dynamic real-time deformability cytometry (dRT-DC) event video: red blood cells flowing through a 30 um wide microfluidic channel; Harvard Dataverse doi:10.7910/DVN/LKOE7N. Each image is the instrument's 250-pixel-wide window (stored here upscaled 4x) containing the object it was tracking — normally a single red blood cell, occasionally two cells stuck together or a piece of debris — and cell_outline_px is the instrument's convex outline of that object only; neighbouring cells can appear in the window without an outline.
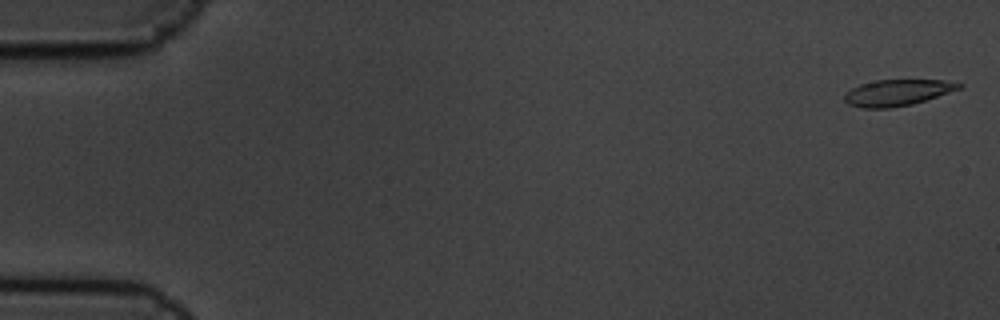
{"species": "common noctule bat (a hibernating species)", "species_latin": "Nyctalus noctula", "temperature_condition": "cold", "stored_images_in_passage": 7, "camera_frame_rate_fps": 3000, "um_per_image_px": 0.085, "animal": {"sex": "male", "body_mass_g": 19.5, "forearm_length_mm": 54.6}, "frame": {"image": 1, "passage_image": 1, "time_ms": 0.0, "image_size_px": [1000, 320], "cell_outline_px": [[964, 84], [960, 88], [912, 104], [888, 108], [864, 108], [848, 104], [844, 100], [844, 92], [860, 84], [876, 80], [944, 80]], "centroid_in_image_um": [76.21, 7.87], "position_along_channel_um": 8.8, "area_um2": 17.28}}
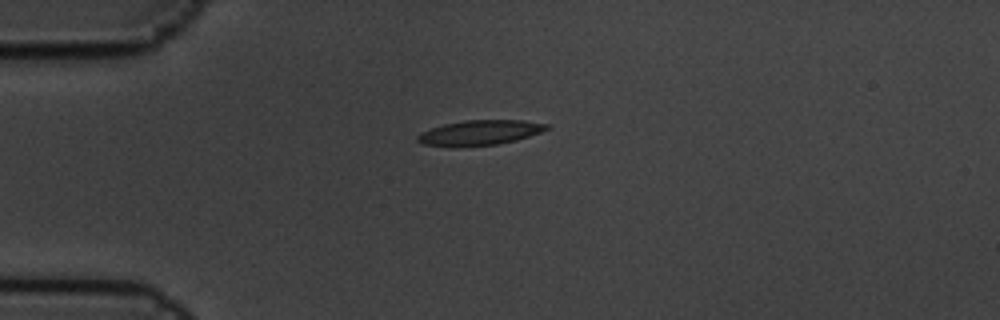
{"frame": {"image": 2, "passage_image": 5, "time_ms": 1.333, "image_size_px": [1000, 320], "cell_outline_px": [[552, 128], [516, 140], [496, 144], [452, 148], [424, 144], [416, 140], [416, 136], [420, 132], [444, 124], [464, 120], [524, 120], [548, 124]], "centroid_in_image_um": [40.75, 11.28], "position_along_channel_um": 44.2, "area_um2": 19.02}}
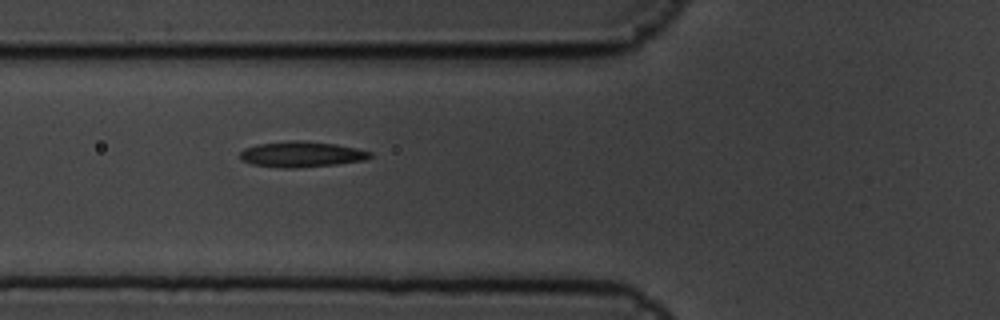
{"frame": {"image": 3, "passage_image": 7, "time_ms": 2.0, "image_size_px": [1000, 320], "cell_outline_px": [[372, 156], [364, 160], [336, 164], [296, 168], [276, 168], [252, 164], [240, 160], [240, 152], [244, 148], [256, 144], [292, 140], [300, 140], [336, 144], [356, 148], [372, 152]], "centroid_in_image_um": [25.58, 13.11], "position_along_channel_um": 100.2, "area_um2": 19.59}}